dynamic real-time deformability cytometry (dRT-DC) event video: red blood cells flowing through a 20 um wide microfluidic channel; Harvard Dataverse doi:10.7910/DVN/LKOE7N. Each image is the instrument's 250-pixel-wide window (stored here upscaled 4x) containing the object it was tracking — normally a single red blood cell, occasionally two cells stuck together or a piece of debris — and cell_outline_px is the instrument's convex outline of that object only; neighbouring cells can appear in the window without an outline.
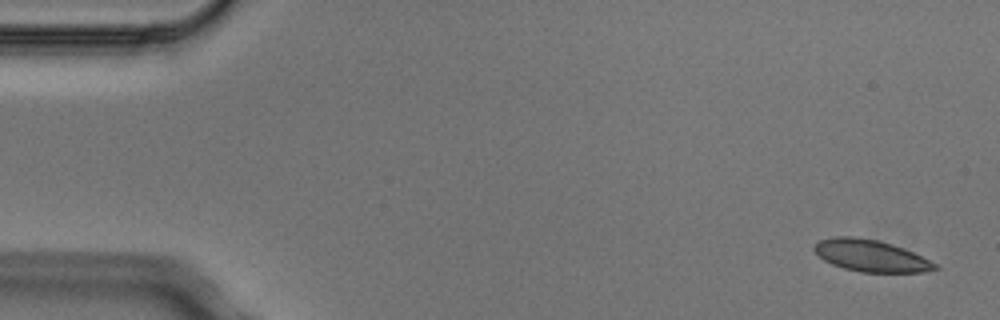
{"species": "Egyptian fruit bat (a non-hibernating species)", "species_latin": "Rousettus aegyptiacus", "temperature_condition": "cold", "stored_images_in_passage": 3, "camera_frame_rate_fps": 3000, "um_per_image_px": 0.085, "animal": {"sex": "male"}, "frame": {"image": 1, "passage_image": 1, "time_ms": 0.0, "image_size_px": [1000, 320], "cell_outline_px": [[940, 268], [924, 272], [860, 272], [844, 268], [832, 264], [824, 260], [812, 248], [820, 240], [832, 236], [852, 236], [880, 240], [904, 248], [936, 264]], "centroid_in_image_um": [74.0, 21.73], "position_along_channel_um": 11.0, "area_um2": 22.25}}